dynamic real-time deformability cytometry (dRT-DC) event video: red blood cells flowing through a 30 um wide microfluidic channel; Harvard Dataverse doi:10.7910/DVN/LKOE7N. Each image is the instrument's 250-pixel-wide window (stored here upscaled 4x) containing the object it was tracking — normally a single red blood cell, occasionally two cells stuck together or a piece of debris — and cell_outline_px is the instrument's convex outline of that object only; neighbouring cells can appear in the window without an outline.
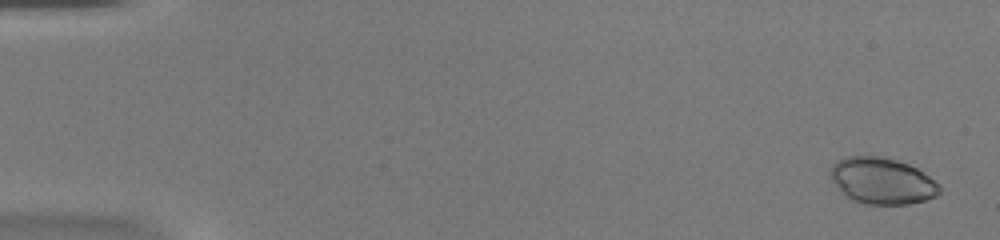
{"species": "common noctule bat (a hibernating species)", "species_latin": "Nyctalus noctula", "temperature_condition": "warm", "stored_images_in_passage": 53, "camera_frame_rate_fps": 3000, "um_per_image_px": 0.085, "animal": {"sex": "female", "body_mass_g": 20.0, "forearm_length_mm": 54.0}, "frame": {"image": 1, "passage_image": 2, "time_ms": 0.333, "image_size_px": [1000, 240], "cell_outline_px": [[940, 192], [936, 196], [924, 200], [908, 204], [868, 204], [852, 200], [840, 192], [832, 180], [828, 172], [832, 164], [836, 160], [844, 156], [880, 156], [896, 160], [908, 164], [916, 168], [940, 184]], "centroid_in_image_um": [74.93, 15.36], "position_along_channel_um": 10.1, "area_um2": 29.59}}
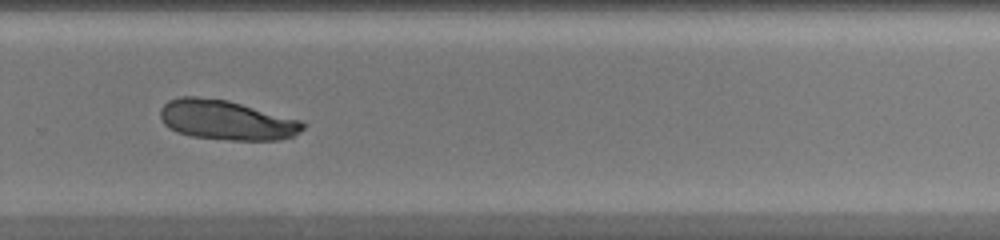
{"frame": {"image": 2, "passage_image": 37, "time_ms": 12.0, "image_size_px": [1000, 240], "cell_outline_px": [[308, 124], [304, 128], [292, 136], [280, 140], [232, 140], [192, 136], [176, 132], [168, 128], [164, 124], [160, 116], [160, 108], [168, 100], [180, 96], [196, 96], [228, 100], [300, 120]], "centroid_in_image_um": [19.22, 10.2], "position_along_channel_um": 310.6, "area_um2": 33.06}}
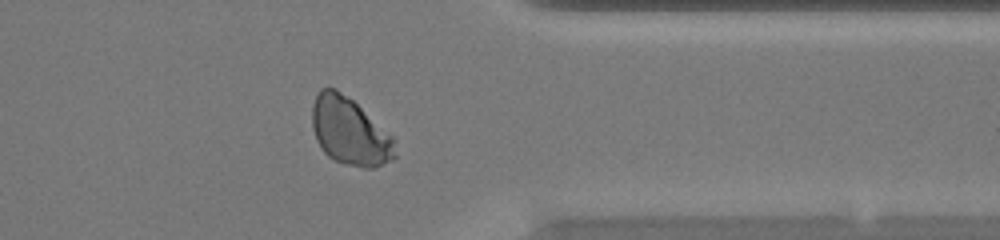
{"frame": {"image": 3, "passage_image": 43, "time_ms": 14.0, "image_size_px": [1000, 240], "cell_outline_px": [[396, 156], [392, 160], [376, 168], [364, 168], [332, 160], [324, 152], [316, 140], [312, 128], [312, 104], [320, 88], [336, 88], [352, 100], [392, 136]], "centroid_in_image_um": [29.7, 11.18], "position_along_channel_um": 381.7, "area_um2": 32.43}}